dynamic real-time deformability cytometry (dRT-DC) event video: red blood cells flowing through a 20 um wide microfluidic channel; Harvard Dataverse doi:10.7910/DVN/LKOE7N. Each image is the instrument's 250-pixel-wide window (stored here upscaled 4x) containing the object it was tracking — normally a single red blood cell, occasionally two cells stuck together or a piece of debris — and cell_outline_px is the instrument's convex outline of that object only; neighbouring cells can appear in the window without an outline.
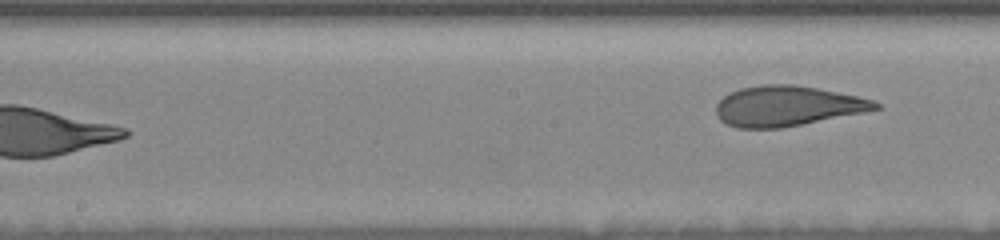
{"species": "human", "species_latin": "Homo sapiens", "temperature_condition": "room temperature", "stored_images_in_passage": 10, "segment_of_instrument_passage": [2, 2], "camera_frame_rate_fps": 3000, "um_per_image_px": 0.085, "donor": {"sex": "female"}, "frame": {"image": 1, "passage_image": 10, "time_ms": 5.667, "image_size_px": [1000, 240], "cell_outline_px": [[880, 108], [784, 128], [736, 128], [720, 120], [716, 116], [716, 104], [724, 96], [740, 88], [760, 84], [792, 84], [816, 88], [860, 96], [876, 100], [880, 104]], "centroid_in_image_um": [66.89, 9.01], "position_along_channel_um": 181.3, "area_um2": 37.28}}